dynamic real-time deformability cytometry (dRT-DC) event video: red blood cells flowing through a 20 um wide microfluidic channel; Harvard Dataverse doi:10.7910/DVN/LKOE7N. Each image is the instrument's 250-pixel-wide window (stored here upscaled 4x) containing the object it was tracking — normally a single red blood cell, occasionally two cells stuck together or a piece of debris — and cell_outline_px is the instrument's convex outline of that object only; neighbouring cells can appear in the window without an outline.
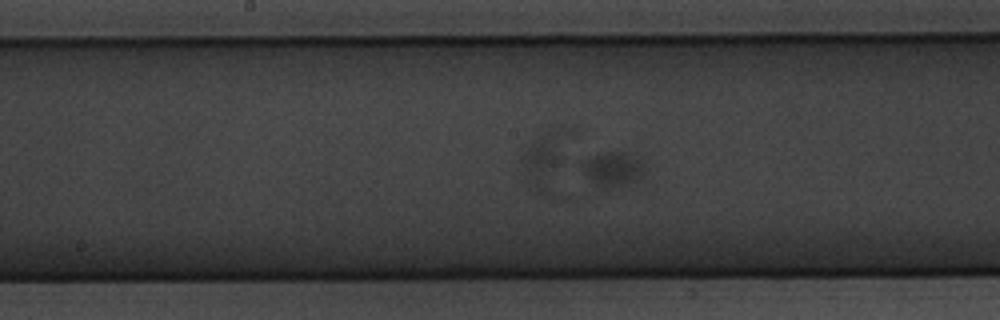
{"species": "common noctule bat (a hibernating species)", "species_latin": "Nyctalus noctula", "temperature_condition": "warm", "stored_images_in_passage": 47, "segment_of_instrument_passage": [2, 2], "camera_frame_rate_fps": 3000, "um_per_image_px": 0.085, "animal": {"sex": "male", "body_mass_g": 20.1, "forearm_length_mm": 53.5}, "frame": {"image": 1, "passage_image": 26, "time_ms": 8.333, "image_size_px": [1000, 320], "cell_outline_px": [[644, 172], [640, 176], [624, 184], [608, 188], [604, 188], [596, 184], [580, 168], [580, 164], [584, 160], [592, 156], [604, 152], [624, 152], [640, 160], [644, 164]], "centroid_in_image_um": [52.05, 14.34], "position_along_channel_um": 196.1, "area_um2": 12.02}}
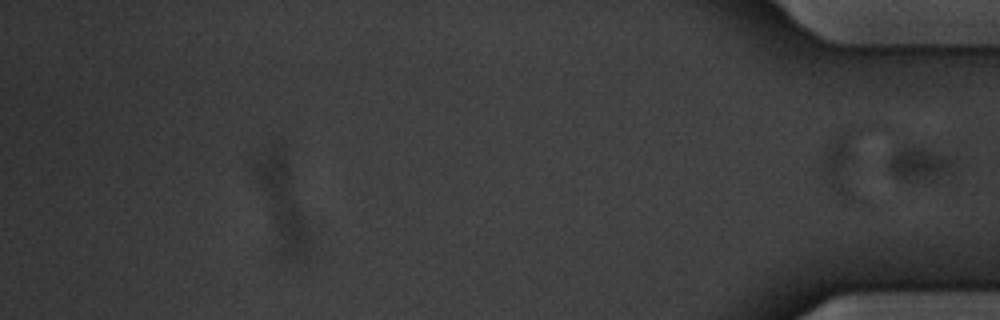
{"frame": {"image": 2, "passage_image": 47, "time_ms": 15.333, "image_size_px": [1000, 320], "cell_outline_px": [[952, 164], [948, 172], [916, 180], [908, 180], [896, 176], [892, 172], [888, 164], [888, 160], [896, 152], [904, 148], [920, 148], [944, 156], [952, 160]], "centroid_in_image_um": [78.05, 13.93], "position_along_channel_um": 357.2, "area_um2": 10.98}}